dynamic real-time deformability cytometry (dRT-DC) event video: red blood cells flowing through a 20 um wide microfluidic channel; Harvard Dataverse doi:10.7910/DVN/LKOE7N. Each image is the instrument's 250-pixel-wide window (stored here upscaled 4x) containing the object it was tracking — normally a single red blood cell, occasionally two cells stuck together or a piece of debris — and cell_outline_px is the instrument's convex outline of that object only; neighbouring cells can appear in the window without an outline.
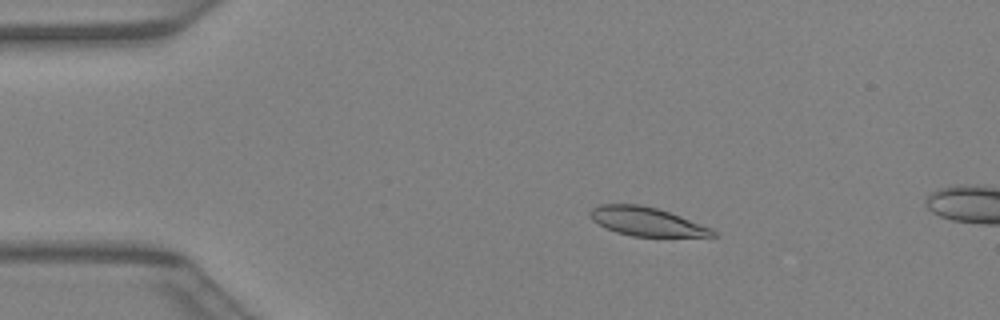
{"species": "Egyptian fruit bat (a non-hibernating species)", "species_latin": "Rousettus aegyptiacus", "temperature_condition": "warm", "stored_images_in_passage": 14, "camera_frame_rate_fps": 3000, "um_per_image_px": 0.085, "animal": {"sex": "female"}, "frame": {"image": 1, "passage_image": 8, "time_ms": 2.333, "image_size_px": [1000, 320], "cell_outline_px": [[720, 236], [632, 236], [616, 232], [592, 220], [588, 216], [588, 212], [592, 208], [600, 204], [640, 204], [656, 208], [680, 216], [712, 228]], "centroid_in_image_um": [54.94, 18.82], "position_along_channel_um": 30.1, "area_um2": 20.35}}